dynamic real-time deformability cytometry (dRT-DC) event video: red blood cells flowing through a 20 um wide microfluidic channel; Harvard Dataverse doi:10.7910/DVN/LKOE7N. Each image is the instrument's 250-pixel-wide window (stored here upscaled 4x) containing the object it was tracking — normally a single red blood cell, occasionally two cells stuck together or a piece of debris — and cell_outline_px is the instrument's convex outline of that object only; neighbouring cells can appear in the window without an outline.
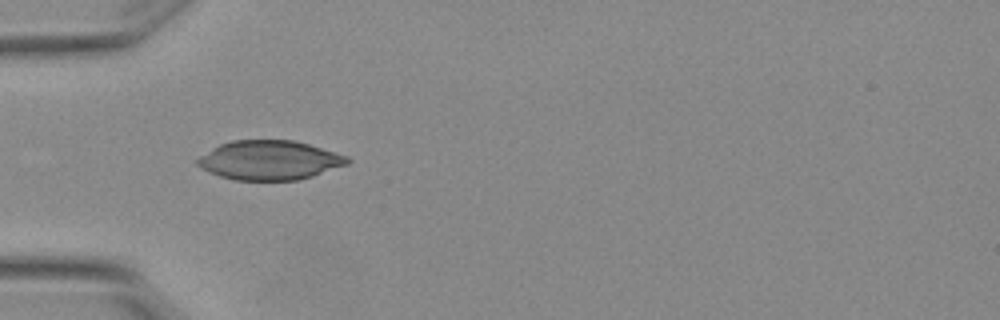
{"species": "Egyptian fruit bat (a non-hibernating species)", "species_latin": "Rousettus aegyptiacus", "temperature_condition": "warm", "stored_images_in_passage": 1, "camera_frame_rate_fps": 3000, "um_per_image_px": 0.085, "animal": {"sex": "female"}, "frame": {"image": 1, "passage_image": 1, "time_ms": 0.0, "image_size_px": [1000, 320], "cell_outline_px": [[352, 160], [348, 164], [312, 176], [296, 180], [232, 180], [208, 172], [200, 168], [196, 164], [196, 160], [200, 156], [212, 148], [220, 144], [232, 140], [292, 140], [308, 144], [348, 156]], "centroid_in_image_um": [22.88, 13.62], "position_along_channel_um": 62.1, "area_um2": 34.33}}